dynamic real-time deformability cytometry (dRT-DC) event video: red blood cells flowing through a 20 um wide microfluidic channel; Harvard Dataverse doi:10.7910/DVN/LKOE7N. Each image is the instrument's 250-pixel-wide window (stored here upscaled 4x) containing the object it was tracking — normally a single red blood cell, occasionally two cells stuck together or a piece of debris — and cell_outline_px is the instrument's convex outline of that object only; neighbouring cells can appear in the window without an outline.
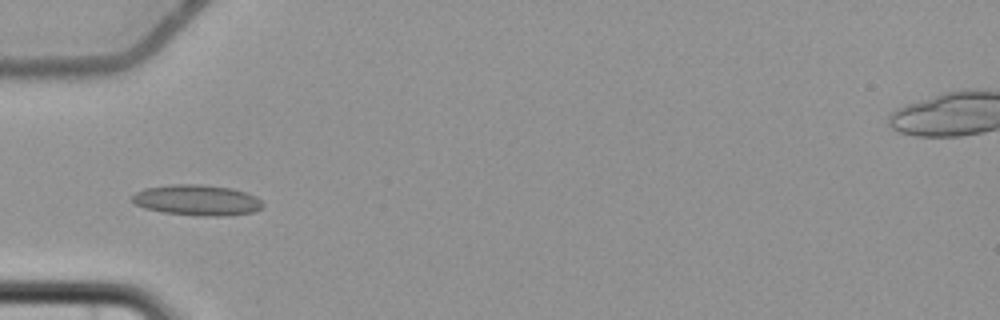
{"species": "common noctule bat (a hibernating species)", "species_latin": "Nyctalus noctula", "temperature_condition": "cold", "stored_images_in_passage": 7, "camera_frame_rate_fps": 3000, "um_per_image_px": 0.085, "animal": {"sex": "female", "body_mass_g": 22.7, "forearm_length_mm": 54.2}, "frame": {"image": 1, "passage_image": 6, "time_ms": 6.333, "image_size_px": [1000, 320], "cell_outline_px": [[264, 204], [260, 208], [252, 212], [220, 216], [200, 216], [164, 212], [144, 208], [136, 204], [132, 200], [132, 196], [136, 192], [144, 188], [172, 184], [200, 184], [232, 188], [256, 196]], "centroid_in_image_um": [16.73, 17.0], "position_along_channel_um": 68.3, "area_um2": 23.24}}
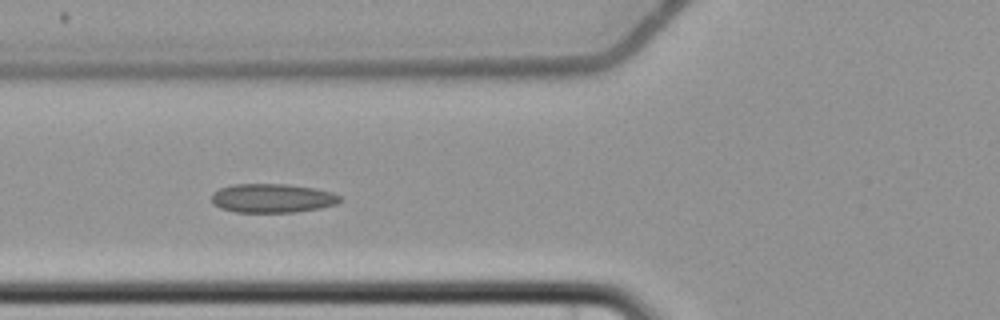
{"frame": {"image": 2, "passage_image": 7, "time_ms": 7.333, "image_size_px": [1000, 320], "cell_outline_px": [[344, 200], [336, 204], [320, 208], [292, 212], [236, 212], [220, 208], [212, 204], [212, 192], [220, 188], [232, 184], [288, 184], [316, 188], [332, 192], [340, 196]], "centroid_in_image_um": [23.15, 16.84], "position_along_channel_um": 102.7, "area_um2": 21.85}}